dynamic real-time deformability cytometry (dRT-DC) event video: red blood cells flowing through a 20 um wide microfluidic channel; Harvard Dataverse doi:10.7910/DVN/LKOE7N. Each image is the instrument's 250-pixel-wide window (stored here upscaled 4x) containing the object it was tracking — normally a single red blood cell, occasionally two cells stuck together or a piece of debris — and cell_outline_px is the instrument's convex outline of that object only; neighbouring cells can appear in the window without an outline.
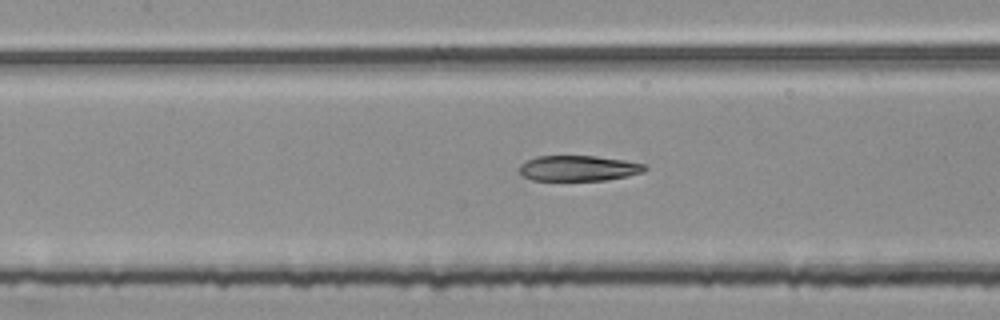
{"species": "common noctule bat (a hibernating species)", "species_latin": "Nyctalus noctula", "temperature_condition": "room temperature", "stored_images_in_passage": 54, "segment_of_instrument_passage": [2, 2], "camera_frame_rate_fps": 3000, "um_per_image_px": 0.085, "animal": {"sex": "female", "body_mass_g": 25.1}, "frame": {"image": 1, "passage_image": 25, "time_ms": 8.0, "image_size_px": [1000, 320], "cell_outline_px": [[648, 168], [644, 172], [628, 176], [604, 180], [532, 180], [524, 176], [520, 172], [520, 164], [536, 156], [596, 156], [624, 160], [644, 164]], "centroid_in_image_um": [49.19, 14.3], "position_along_channel_um": 158.2, "area_um2": 18.55}}
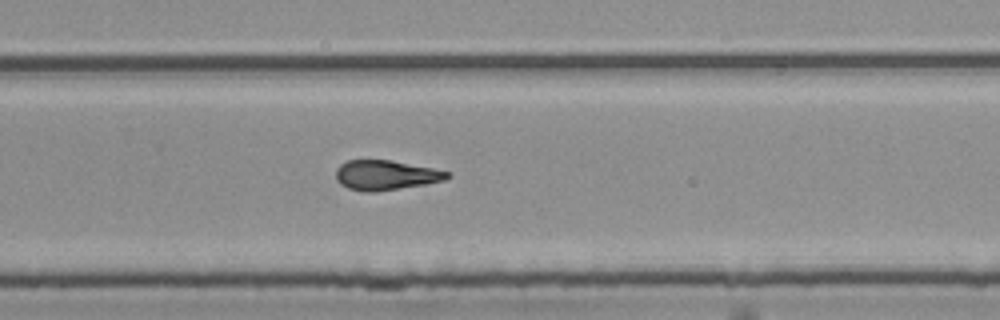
{"frame": {"image": 2, "passage_image": 36, "time_ms": 11.667, "image_size_px": [1000, 320], "cell_outline_px": [[452, 176], [444, 180], [424, 184], [376, 192], [364, 192], [348, 188], [340, 184], [336, 180], [336, 168], [340, 164], [348, 160], [392, 160], [432, 168], [448, 172]], "centroid_in_image_um": [32.75, 14.89], "position_along_channel_um": 297.1, "area_um2": 19.31}}
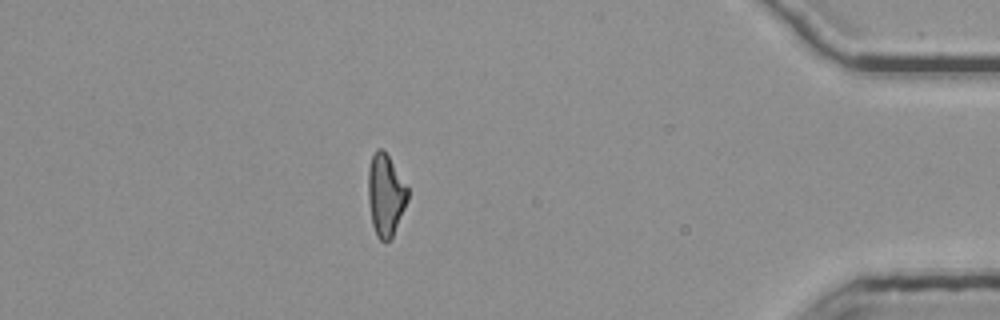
{"frame": {"image": 3, "passage_image": 48, "time_ms": 15.667, "image_size_px": [1000, 320], "cell_outline_px": [[408, 200], [392, 236], [384, 244], [376, 236], [372, 224], [368, 204], [368, 168], [372, 156], [376, 148], [384, 148], [408, 188]], "centroid_in_image_um": [32.75, 16.56], "position_along_channel_um": 402.4, "area_um2": 19.02}}